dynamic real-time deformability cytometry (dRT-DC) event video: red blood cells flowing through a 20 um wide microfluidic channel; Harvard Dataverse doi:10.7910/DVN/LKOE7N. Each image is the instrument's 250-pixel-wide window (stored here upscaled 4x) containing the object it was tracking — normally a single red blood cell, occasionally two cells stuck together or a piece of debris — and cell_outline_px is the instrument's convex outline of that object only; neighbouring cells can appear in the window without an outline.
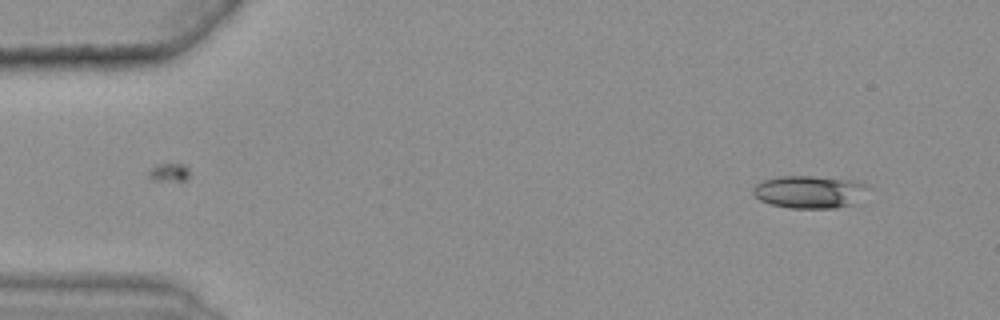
{"species": "common noctule bat (a hibernating species)", "species_latin": "Nyctalus noctula", "temperature_condition": "warm", "stored_images_in_passage": 14, "camera_frame_rate_fps": 3000, "um_per_image_px": 0.085, "animal": {"sex": "female", "body_mass_g": 25.1}, "frame": {"image": 1, "passage_image": 5, "time_ms": 1.333, "image_size_px": [1000, 320], "cell_outline_px": [[868, 184], [852, 204], [836, 208], [792, 208], [772, 204], [760, 200], [752, 192], [752, 188], [756, 184], [764, 180], [780, 176], [812, 176], [852, 180]], "centroid_in_image_um": [68.73, 16.3], "position_along_channel_um": 16.3, "area_um2": 21.33}}